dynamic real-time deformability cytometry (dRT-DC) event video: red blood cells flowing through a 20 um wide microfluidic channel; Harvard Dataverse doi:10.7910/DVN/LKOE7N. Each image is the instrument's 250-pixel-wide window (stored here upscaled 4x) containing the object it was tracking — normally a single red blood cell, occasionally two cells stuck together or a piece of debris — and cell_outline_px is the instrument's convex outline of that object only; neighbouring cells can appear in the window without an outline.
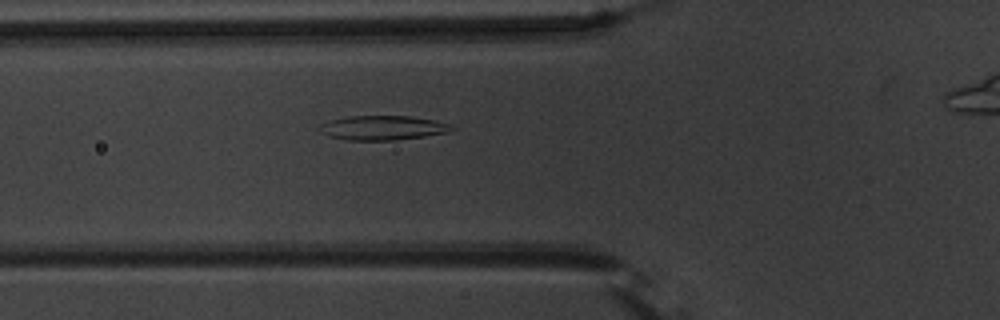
{"species": "common noctule bat (a hibernating species)", "species_latin": "Nyctalus noctula", "temperature_condition": "warm", "stored_images_in_passage": 33, "camera_frame_rate_fps": 3000, "um_per_image_px": 0.085, "animal": {"sex": "male", "body_mass_g": 20.1, "forearm_length_mm": 53.5}, "frame": {"image": 1, "passage_image": 4, "time_ms": 1.0, "image_size_px": [1000, 320], "cell_outline_px": [[456, 128], [448, 132], [424, 136], [396, 140], [348, 140], [328, 136], [320, 132], [320, 124], [332, 120], [348, 116], [412, 116], [432, 120], [448, 124]], "centroid_in_image_um": [32.52, 10.86], "position_along_channel_um": 93.3, "area_um2": 18.61}}
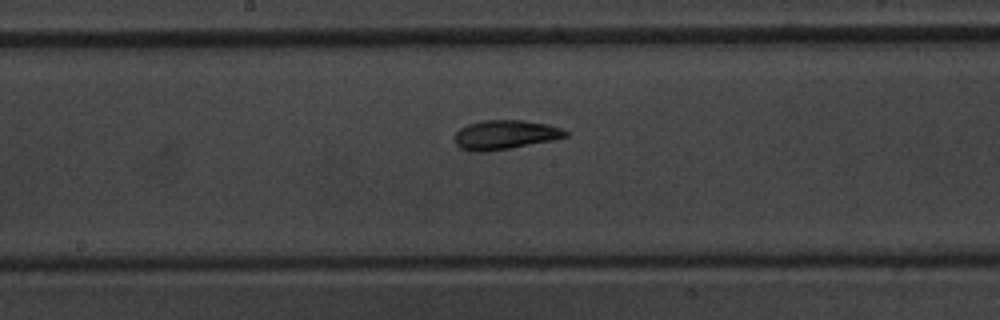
{"frame": {"image": 2, "passage_image": 13, "time_ms": 4.0, "image_size_px": [1000, 320], "cell_outline_px": [[568, 136], [552, 140], [512, 148], [488, 152], [472, 152], [460, 148], [456, 144], [456, 132], [460, 128], [468, 124], [484, 120], [524, 120], [548, 124], [560, 128], [568, 132]], "centroid_in_image_um": [42.93, 11.46], "position_along_channel_um": 205.3, "area_um2": 18.96}}
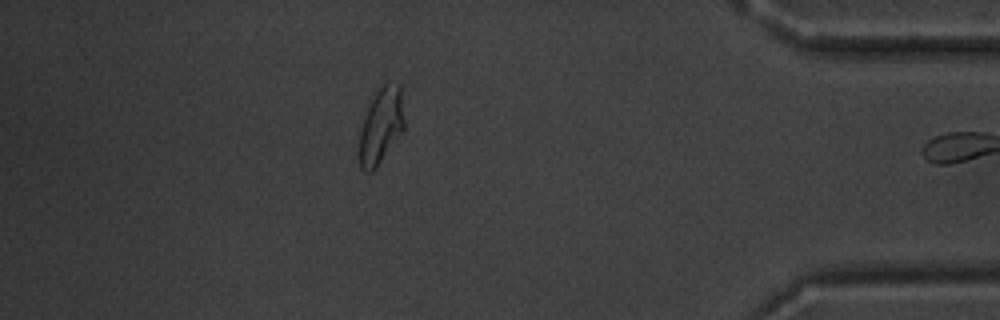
{"frame": {"image": 3, "passage_image": 32, "time_ms": 10.333, "image_size_px": [1000, 320], "cell_outline_px": [[404, 128], [376, 168], [372, 172], [364, 172], [360, 168], [360, 132], [364, 116], [376, 92], [388, 80], [400, 84], [404, 120]], "centroid_in_image_um": [32.39, 10.68], "position_along_channel_um": 402.8, "area_um2": 19.59}}